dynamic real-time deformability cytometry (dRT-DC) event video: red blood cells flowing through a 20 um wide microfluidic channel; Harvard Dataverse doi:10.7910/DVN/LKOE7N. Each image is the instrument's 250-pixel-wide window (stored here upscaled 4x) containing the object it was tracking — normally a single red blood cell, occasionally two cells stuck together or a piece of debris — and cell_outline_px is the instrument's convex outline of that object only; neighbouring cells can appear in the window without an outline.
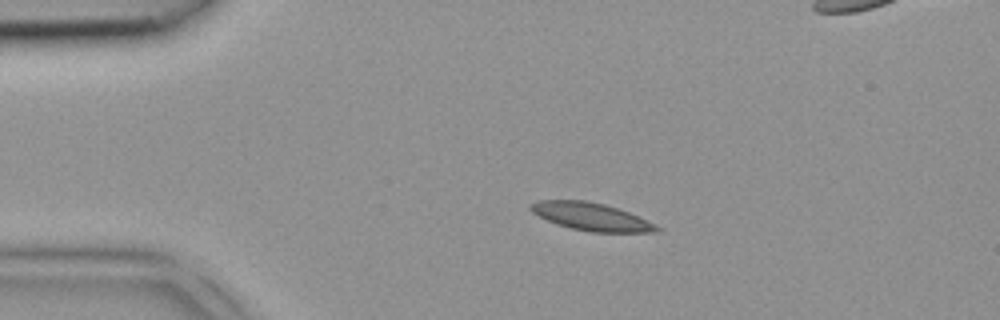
{"species": "common noctule bat (a hibernating species)", "species_latin": "Nyctalus noctula", "temperature_condition": "room temperature", "stored_images_in_passage": 3, "camera_frame_rate_fps": 3000, "um_per_image_px": 0.085, "animal": {"sex": "female", "body_mass_g": 18.4}, "frame": {"image": 1, "passage_image": 1, "time_ms": 0.0, "image_size_px": [1000, 320], "cell_outline_px": [[664, 228], [660, 232], [592, 232], [572, 228], [556, 224], [532, 212], [528, 208], [528, 204], [536, 200], [584, 200], [604, 204], [628, 212], [656, 224]], "centroid_in_image_um": [50.26, 18.41], "position_along_channel_um": 34.7, "area_um2": 20.4}}